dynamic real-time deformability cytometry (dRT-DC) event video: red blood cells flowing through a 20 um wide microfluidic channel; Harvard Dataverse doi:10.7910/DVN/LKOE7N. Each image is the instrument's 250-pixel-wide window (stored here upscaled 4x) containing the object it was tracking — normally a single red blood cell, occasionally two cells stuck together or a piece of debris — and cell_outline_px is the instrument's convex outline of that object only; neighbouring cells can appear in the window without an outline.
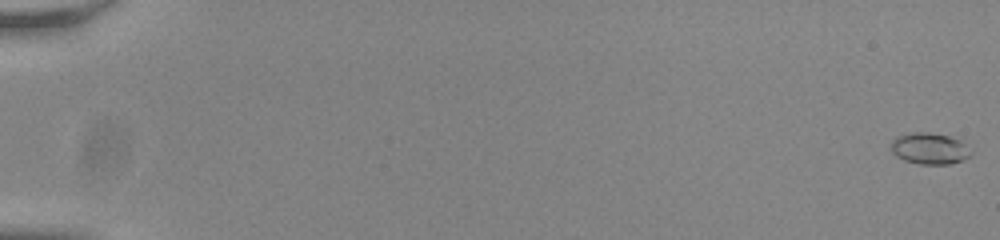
{"species": "common noctule bat (a hibernating species)", "species_latin": "Nyctalus noctula", "temperature_condition": "room temperature", "stored_images_in_passage": 56, "camera_frame_rate_fps": 3000, "um_per_image_px": 0.085, "animal": {"sex": "male", "body_mass_g": 20.0, "forearm_length_mm": 53.3}, "frame": {"image": 1, "passage_image": 1, "time_ms": 0.0, "image_size_px": [1000, 240], "cell_outline_px": [[972, 156], [964, 160], [948, 164], [920, 164], [904, 160], [896, 156], [892, 152], [892, 140], [896, 136], [912, 132], [928, 132], [948, 136], [960, 140], [972, 152]], "centroid_in_image_um": [79.02, 12.63], "position_along_channel_um": 6.0, "area_um2": 14.62}}
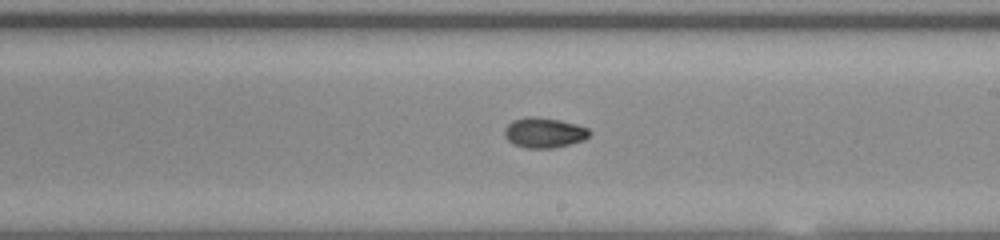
{"frame": {"image": 2, "passage_image": 35, "time_ms": 11.333, "image_size_px": [1000, 240], "cell_outline_px": [[592, 132], [584, 140], [552, 148], [524, 148], [512, 144], [504, 136], [504, 128], [512, 120], [528, 116], [536, 116], [560, 120], [576, 124], [588, 128]], "centroid_in_image_um": [46.22, 11.27], "position_along_channel_um": 242.8, "area_um2": 15.09}}
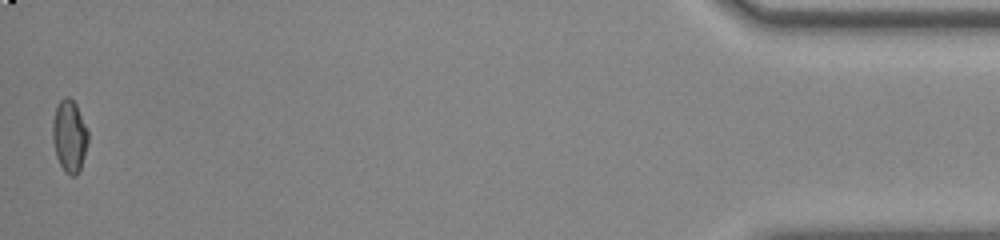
{"frame": {"image": 3, "passage_image": 56, "time_ms": 18.333, "image_size_px": [1000, 240], "cell_outline_px": [[88, 144], [80, 168], [76, 176], [72, 176], [64, 172], [56, 156], [52, 140], [52, 120], [56, 104], [64, 96], [68, 96], [76, 104], [88, 132]], "centroid_in_image_um": [5.88, 11.55], "position_along_channel_um": 429.3, "area_um2": 15.09}, "authors_computed_cell_mechanics": {"area_um2": 14.4789, "velocity_mm_per_s": 3.8291, "shape_relaxation_time_tau1_ms": 8.867, "shape_relaxation_time_tau2_ms": 2.0352, "deformation_change_tau1": 0.2037, "deformation_change_tau2": 0.0432}}